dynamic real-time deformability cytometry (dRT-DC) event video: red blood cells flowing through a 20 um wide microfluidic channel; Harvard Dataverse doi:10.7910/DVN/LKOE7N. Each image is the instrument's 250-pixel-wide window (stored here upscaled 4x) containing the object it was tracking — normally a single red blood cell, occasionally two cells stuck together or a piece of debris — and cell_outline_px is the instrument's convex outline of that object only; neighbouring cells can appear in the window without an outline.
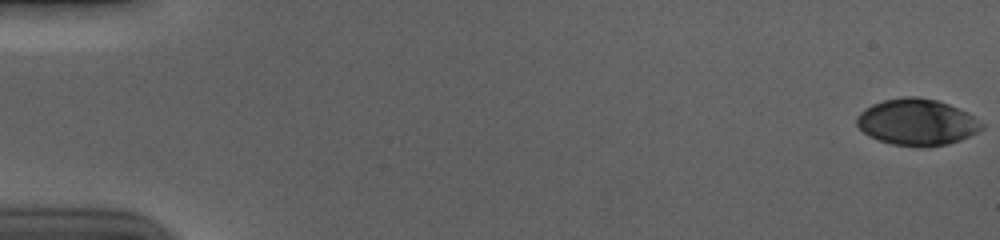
{"species": "human", "species_latin": "Homo sapiens", "temperature_condition": "cold", "stored_images_in_passage": 57, "camera_frame_rate_fps": 3000, "um_per_image_px": 0.085, "donor": {"sex": "male"}, "frame": {"image": 1, "passage_image": 1, "time_ms": 0.0, "image_size_px": [1000, 240], "cell_outline_px": [[984, 128], [960, 140], [948, 144], [892, 144], [868, 136], [856, 124], [856, 116], [864, 108], [872, 104], [884, 100], [904, 96], [916, 96], [936, 100], [948, 104], [968, 112], [984, 124]], "centroid_in_image_um": [77.92, 10.34], "position_along_channel_um": 7.1, "area_um2": 33.18}}
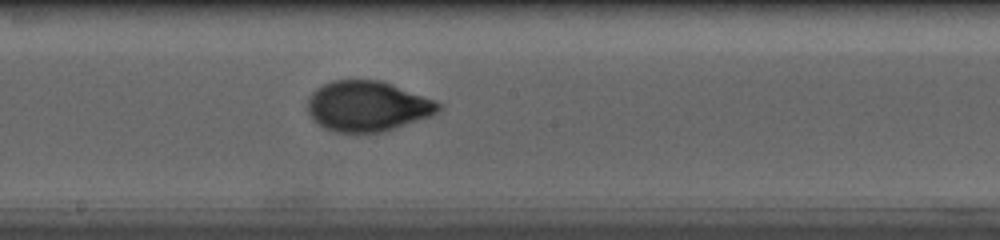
{"frame": {"image": 2, "passage_image": 32, "time_ms": 10.333, "image_size_px": [1000, 240], "cell_outline_px": [[440, 112], [396, 128], [384, 132], [336, 132], [324, 128], [312, 120], [308, 112], [308, 96], [316, 88], [332, 80], [380, 80], [436, 100], [440, 104]], "centroid_in_image_um": [31.21, 9.03], "position_along_channel_um": 217.0, "area_um2": 38.44}}
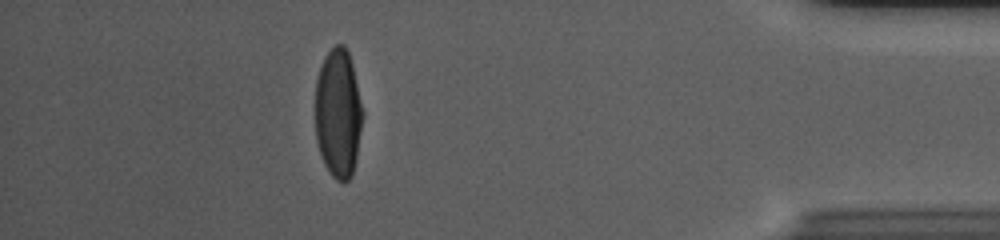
{"frame": {"image": 3, "passage_image": 51, "time_ms": 16.667, "image_size_px": [1000, 240], "cell_outline_px": [[364, 116], [356, 160], [352, 176], [344, 184], [336, 180], [328, 172], [324, 164], [316, 140], [316, 80], [324, 56], [336, 44], [344, 44], [348, 52], [352, 64], [364, 112]], "centroid_in_image_um": [28.76, 9.67], "position_along_channel_um": 406.4, "area_um2": 36.07}, "authors_computed_cell_mechanics": {"area_um2": 36.5874, "velocity_mm_per_s": 3.7128, "shape_relaxation_time_tau1_ms": 4.9195, "shape_relaxation_time_tau2_ms": null, "deformation_change_tau1": 0.2105, "deformation_change_tau2": null}}